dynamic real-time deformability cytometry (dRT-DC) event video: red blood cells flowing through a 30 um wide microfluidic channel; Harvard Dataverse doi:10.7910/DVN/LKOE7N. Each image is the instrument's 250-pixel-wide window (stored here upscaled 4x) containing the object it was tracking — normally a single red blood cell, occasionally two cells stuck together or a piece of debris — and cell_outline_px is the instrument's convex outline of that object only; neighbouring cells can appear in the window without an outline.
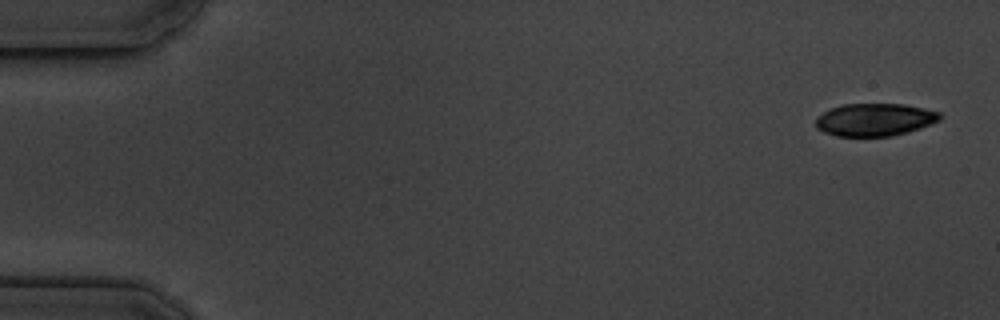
{"species": "common noctule bat (a hibernating species)", "species_latin": "Nyctalus noctula", "temperature_condition": "cold", "stored_images_in_passage": 6, "segment_of_instrument_passage": [1, 2], "camera_frame_rate_fps": 3000, "um_per_image_px": 0.085, "animal": {"sex": "male", "body_mass_g": 19.5, "forearm_length_mm": 54.6}, "frame": {"image": 1, "passage_image": 1, "time_ms": 0.0, "image_size_px": [1000, 320], "cell_outline_px": [[940, 120], [920, 128], [908, 132], [892, 136], [836, 136], [824, 132], [816, 128], [816, 120], [828, 108], [840, 104], [904, 104], [924, 108], [940, 112]], "centroid_in_image_um": [74.34, 10.17], "position_along_channel_um": 10.7, "area_um2": 23.64}}
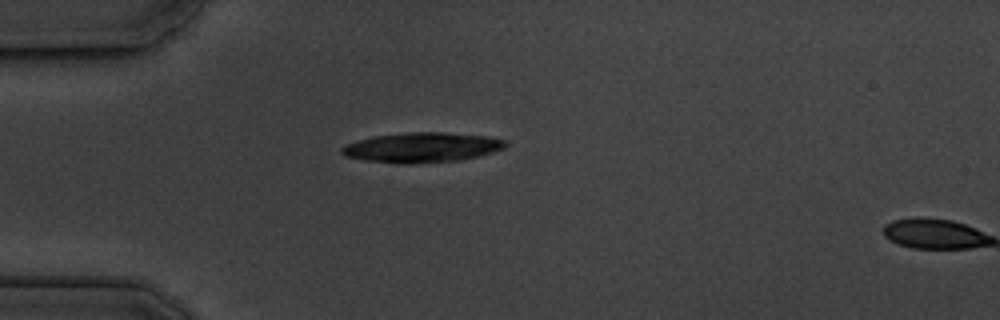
{"frame": {"image": 2, "passage_image": 5, "time_ms": 4.333, "image_size_px": [1000, 320], "cell_outline_px": [[508, 144], [504, 148], [492, 152], [460, 160], [412, 164], [396, 164], [364, 160], [344, 156], [340, 152], [340, 148], [356, 140], [372, 136], [408, 132], [444, 132], [488, 136], [508, 140]], "centroid_in_image_um": [35.84, 12.53], "position_along_channel_um": 49.2, "area_um2": 28.84}}